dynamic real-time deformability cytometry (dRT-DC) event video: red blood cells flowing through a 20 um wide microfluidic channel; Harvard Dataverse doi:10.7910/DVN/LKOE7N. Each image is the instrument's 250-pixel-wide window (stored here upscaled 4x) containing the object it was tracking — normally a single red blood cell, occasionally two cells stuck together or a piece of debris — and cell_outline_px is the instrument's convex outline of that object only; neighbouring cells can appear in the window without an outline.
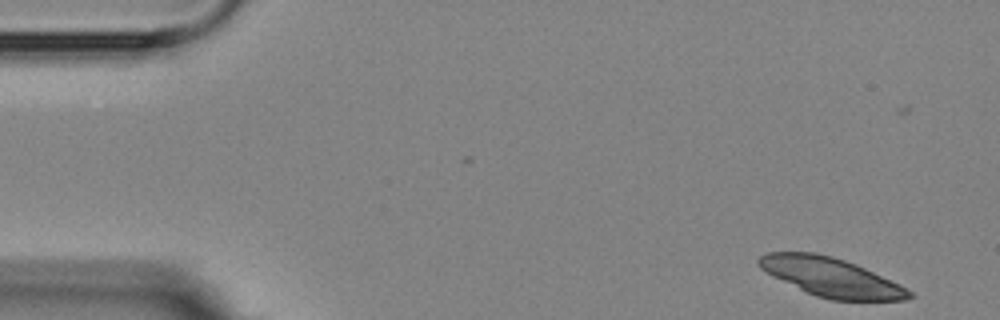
{"species": "Egyptian fruit bat (a non-hibernating species)", "species_latin": "Rousettus aegyptiacus", "temperature_condition": "room temperature", "stored_images_in_passage": 6, "camera_frame_rate_fps": 3000, "um_per_image_px": 0.085, "animal": {"sex": "female"}, "frame": {"image": 1, "passage_image": 1, "time_ms": 0.0, "image_size_px": [1000, 320], "cell_outline_px": [[916, 296], [904, 300], [832, 300], [816, 296], [804, 292], [772, 276], [760, 268], [756, 264], [756, 260], [760, 256], [768, 252], [816, 252], [832, 256], [856, 264], [900, 284], [912, 292]], "centroid_in_image_um": [70.61, 23.56], "position_along_channel_um": 14.4, "area_um2": 34.22}}
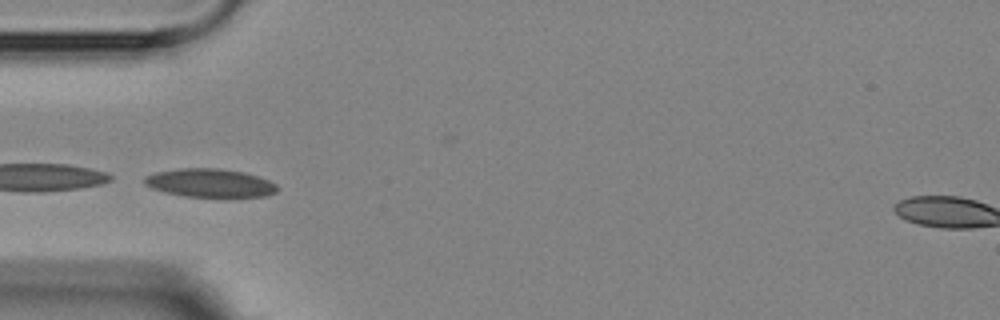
{"frame": {"image": 2, "passage_image": 5, "time_ms": 4.667, "image_size_px": [1000, 320], "cell_outline_px": [[280, 188], [276, 192], [264, 196], [228, 200], [184, 196], [164, 192], [152, 188], [144, 184], [144, 176], [156, 172], [180, 168], [220, 168], [244, 172], [268, 180], [276, 184]], "centroid_in_image_um": [17.89, 15.6], "position_along_channel_um": 67.1, "area_um2": 23.0}}